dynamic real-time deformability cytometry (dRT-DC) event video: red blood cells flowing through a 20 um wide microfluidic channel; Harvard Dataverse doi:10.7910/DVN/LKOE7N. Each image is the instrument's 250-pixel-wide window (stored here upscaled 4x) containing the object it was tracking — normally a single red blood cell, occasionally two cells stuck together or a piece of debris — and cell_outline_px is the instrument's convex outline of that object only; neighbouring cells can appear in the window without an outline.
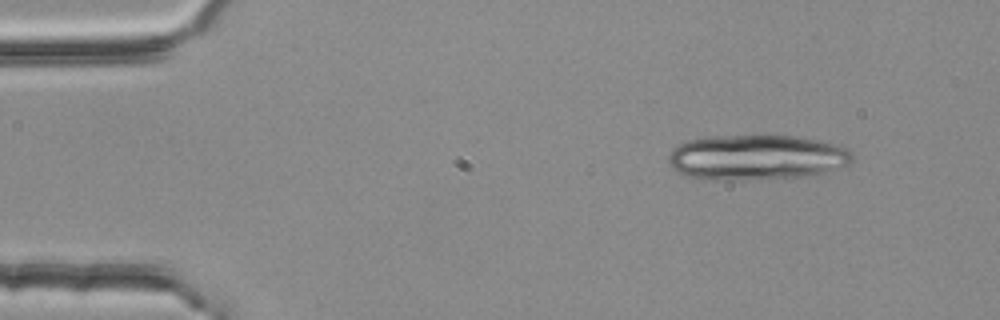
{"species": "common noctule bat (a hibernating species)", "species_latin": "Nyctalus noctula", "temperature_condition": "room temperature", "stored_images_in_passage": 2, "camera_frame_rate_fps": 3000, "um_per_image_px": 0.085, "animal": {"sex": "female", "body_mass_g": 25.1}, "frame": {"image": 1, "passage_image": 1, "time_ms": 0.0, "image_size_px": [1000, 320], "cell_outline_px": [[852, 160], [848, 164], [824, 172], [804, 176], [692, 176], [680, 172], [672, 168], [668, 164], [668, 156], [680, 144], [688, 140], [712, 136], [796, 136], [816, 140], [848, 148], [852, 152]], "centroid_in_image_um": [64.36, 13.3], "position_along_channel_um": 20.6, "area_um2": 45.84}}